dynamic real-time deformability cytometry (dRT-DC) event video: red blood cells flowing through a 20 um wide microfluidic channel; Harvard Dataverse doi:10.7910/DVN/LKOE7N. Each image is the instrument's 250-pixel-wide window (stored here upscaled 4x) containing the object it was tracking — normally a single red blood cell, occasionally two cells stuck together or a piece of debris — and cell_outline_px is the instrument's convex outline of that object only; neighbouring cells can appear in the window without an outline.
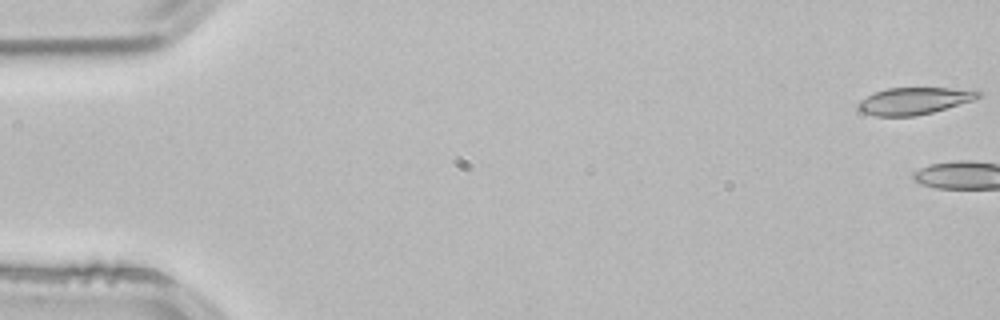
{"species": "common noctule bat (a hibernating species)", "species_latin": "Nyctalus noctula", "temperature_condition": "room temperature", "stored_images_in_passage": 6, "camera_frame_rate_fps": 3000, "um_per_image_px": 0.085, "animal": {"sex": "male", "body_mass_g": 21.5, "forearm_length_mm": 52.0}, "frame": {"image": 1, "passage_image": 1, "time_ms": 0.0, "image_size_px": [1000, 320], "cell_outline_px": [[984, 92], [980, 96], [972, 100], [932, 112], [916, 116], [876, 116], [860, 112], [856, 108], [856, 104], [860, 100], [876, 92], [888, 88], [948, 88]], "centroid_in_image_um": [77.63, 8.59], "position_along_channel_um": 7.4, "area_um2": 18.67}}